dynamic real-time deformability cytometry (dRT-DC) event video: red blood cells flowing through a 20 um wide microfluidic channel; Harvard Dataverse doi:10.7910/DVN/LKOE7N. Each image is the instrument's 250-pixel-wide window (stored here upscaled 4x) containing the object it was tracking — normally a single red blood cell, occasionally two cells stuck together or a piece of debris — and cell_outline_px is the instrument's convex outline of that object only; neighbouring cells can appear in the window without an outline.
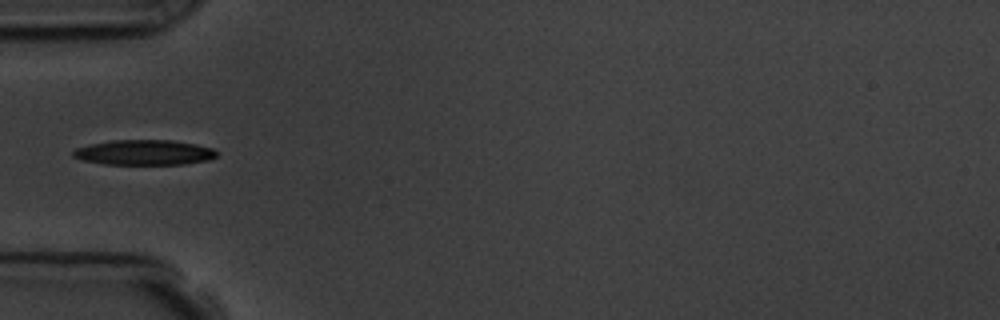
{"species": "common noctule bat (a hibernating species)", "species_latin": "Nyctalus noctula", "temperature_condition": "room temperature", "stored_images_in_passage": 36, "camera_frame_rate_fps": 3000, "um_per_image_px": 0.085, "animal": {"sex": "male", "body_mass_g": 19.5, "forearm_length_mm": 54.6}, "frame": {"image": 1, "passage_image": 1, "time_ms": 0.0, "image_size_px": [1000, 320], "cell_outline_px": [[216, 156], [208, 160], [184, 164], [104, 164], [84, 160], [72, 156], [72, 152], [76, 148], [88, 144], [112, 140], [172, 140], [196, 144], [212, 148], [216, 152]], "centroid_in_image_um": [12.23, 12.95], "position_along_channel_um": 72.8, "area_um2": 20.98}}